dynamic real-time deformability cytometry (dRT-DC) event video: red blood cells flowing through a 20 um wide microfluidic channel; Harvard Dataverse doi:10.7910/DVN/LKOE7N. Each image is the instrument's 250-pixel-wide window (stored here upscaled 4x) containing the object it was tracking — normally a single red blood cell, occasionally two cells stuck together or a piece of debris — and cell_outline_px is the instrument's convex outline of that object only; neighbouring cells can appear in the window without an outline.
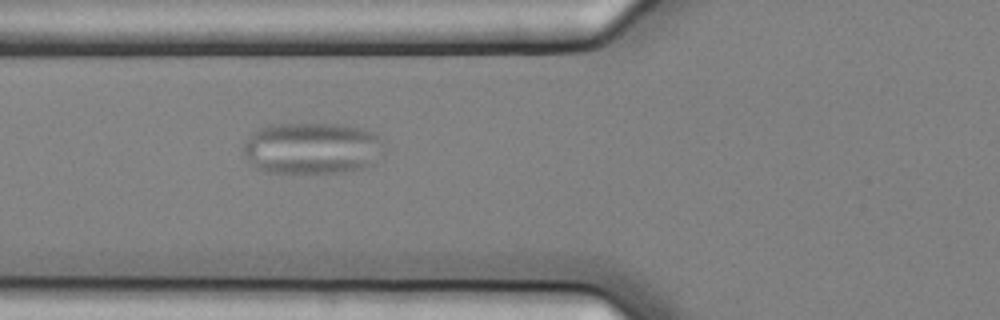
{"species": "common noctule bat (a hibernating species)", "species_latin": "Nyctalus noctula", "temperature_condition": "cold", "stored_images_in_passage": 7, "camera_frame_rate_fps": 3000, "um_per_image_px": 0.085, "animal": {"sex": "female", "body_mass_g": 25.1}, "frame": {"image": 1, "passage_image": 6, "time_ms": 1.667, "image_size_px": [1000, 320], "cell_outline_px": [[380, 140], [376, 164], [364, 168], [344, 172], [264, 172], [256, 168], [248, 160], [244, 152], [244, 144], [252, 132], [268, 124], [344, 124], [376, 132]], "centroid_in_image_um": [26.5, 12.59], "position_along_channel_um": 99.3, "area_um2": 42.19}}